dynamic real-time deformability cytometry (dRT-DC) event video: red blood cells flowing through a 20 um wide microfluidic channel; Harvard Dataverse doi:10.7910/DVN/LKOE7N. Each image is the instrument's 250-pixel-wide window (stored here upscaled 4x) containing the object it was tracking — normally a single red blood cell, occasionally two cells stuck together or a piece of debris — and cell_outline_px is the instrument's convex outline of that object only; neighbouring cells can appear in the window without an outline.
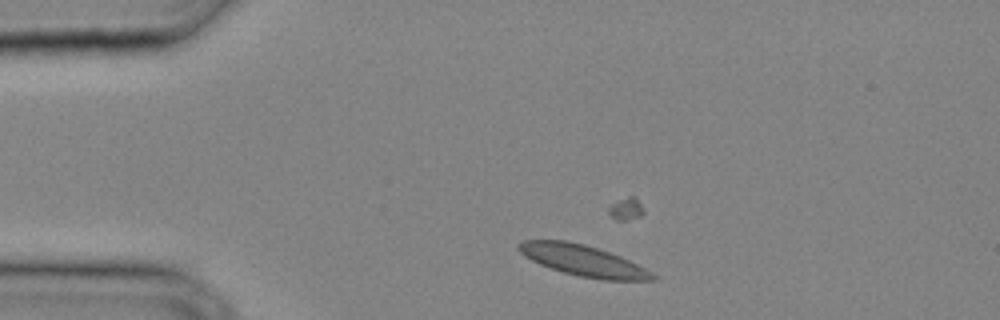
{"species": "common noctule bat (a hibernating species)", "species_latin": "Nyctalus noctula", "temperature_condition": "cold", "stored_images_in_passage": 15, "camera_frame_rate_fps": 3000, "um_per_image_px": 0.085, "animal": {"sex": "male", "body_mass_g": 20.4}, "frame": {"image": 1, "passage_image": 3, "time_ms": 0.667, "image_size_px": [1000, 320], "cell_outline_px": [[656, 280], [604, 280], [580, 276], [564, 272], [540, 264], [524, 256], [520, 252], [520, 244], [524, 240], [564, 240], [584, 244], [620, 256], [644, 268], [656, 276]], "centroid_in_image_um": [49.57, 22.15], "position_along_channel_um": 35.4, "area_um2": 23.58}}